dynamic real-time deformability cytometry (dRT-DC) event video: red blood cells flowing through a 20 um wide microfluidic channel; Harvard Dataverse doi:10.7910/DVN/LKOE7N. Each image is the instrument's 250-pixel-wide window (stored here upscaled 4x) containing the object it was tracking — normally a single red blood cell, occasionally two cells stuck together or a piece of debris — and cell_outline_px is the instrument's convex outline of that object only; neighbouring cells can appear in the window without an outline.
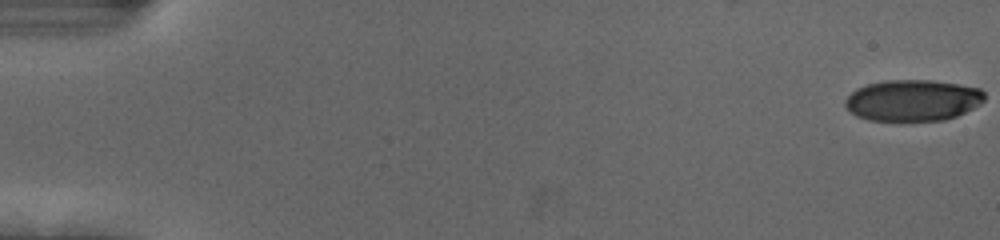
{"species": "human", "species_latin": "Homo sapiens", "temperature_condition": "cold", "stored_images_in_passage": 55, "camera_frame_rate_fps": 3000, "um_per_image_px": 0.085, "donor": {"sex": "female"}, "frame": {"image": 1, "passage_image": 1, "time_ms": 0.0, "image_size_px": [1000, 240], "cell_outline_px": [[984, 100], [980, 104], [956, 116], [944, 120], [868, 120], [856, 116], [844, 104], [844, 100], [856, 88], [868, 84], [884, 80], [932, 80], [960, 84], [980, 88], [984, 92]], "centroid_in_image_um": [77.58, 8.51], "position_along_channel_um": 7.4, "area_um2": 33.47}}
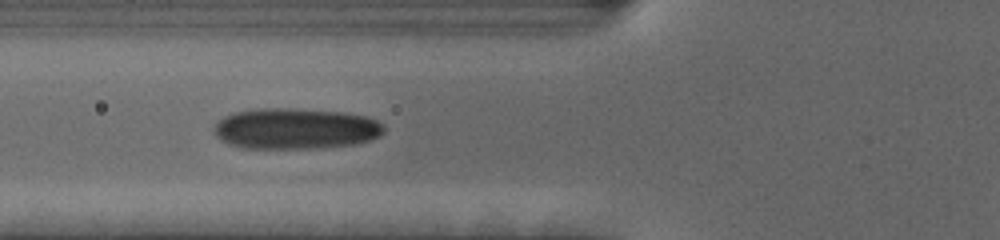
{"frame": {"image": 2, "passage_image": 22, "time_ms": 7.0, "image_size_px": [1000, 240], "cell_outline_px": [[384, 132], [380, 136], [368, 140], [352, 144], [312, 148], [244, 148], [228, 144], [220, 140], [212, 132], [212, 128], [224, 116], [232, 112], [264, 108], [288, 108], [340, 112], [368, 116], [384, 124]], "centroid_in_image_um": [25.08, 10.93], "position_along_channel_um": 100.7, "area_um2": 40.52}}
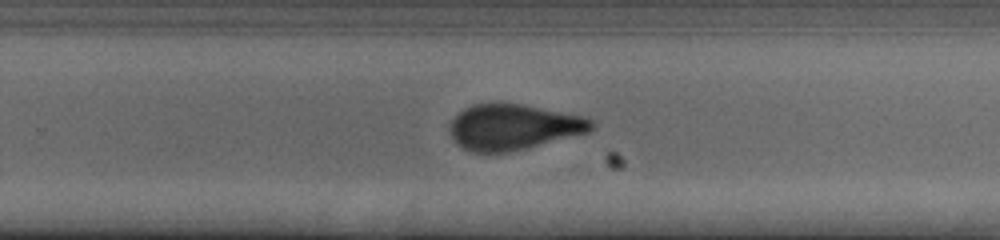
{"frame": {"image": 3, "passage_image": 37, "time_ms": 12.0, "image_size_px": [1000, 240], "cell_outline_px": [[592, 128], [588, 132], [508, 152], [472, 152], [456, 144], [448, 128], [452, 120], [464, 108], [472, 104], [520, 104], [584, 116], [592, 120]], "centroid_in_image_um": [43.59, 10.8], "position_along_channel_um": 286.2, "area_um2": 36.99}, "authors_computed_cell_mechanics": {"area_um2": 37.3388, "velocity_mm_per_s": 3.7211, "shape_relaxation_time_tau1_ms": 3.8009, "shape_relaxation_time_tau2_ms": 1.6428, "deformation_change_tau1": 0.1583, "deformation_change_tau2": 0.0832}}